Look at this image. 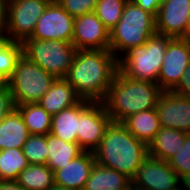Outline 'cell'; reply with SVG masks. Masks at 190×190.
I'll use <instances>...</instances> for the list:
<instances>
[{"instance_id":"6da1fadb","label":"cell","mask_w":190,"mask_h":190,"mask_svg":"<svg viewBox=\"0 0 190 190\" xmlns=\"http://www.w3.org/2000/svg\"><path fill=\"white\" fill-rule=\"evenodd\" d=\"M117 72V58L109 49L77 50L64 79L81 99L102 102Z\"/></svg>"},{"instance_id":"7a4b0ae2","label":"cell","mask_w":190,"mask_h":190,"mask_svg":"<svg viewBox=\"0 0 190 190\" xmlns=\"http://www.w3.org/2000/svg\"><path fill=\"white\" fill-rule=\"evenodd\" d=\"M93 153L97 164L114 169L132 180L148 156V146L136 139L121 122L111 121Z\"/></svg>"},{"instance_id":"3957f363","label":"cell","mask_w":190,"mask_h":190,"mask_svg":"<svg viewBox=\"0 0 190 190\" xmlns=\"http://www.w3.org/2000/svg\"><path fill=\"white\" fill-rule=\"evenodd\" d=\"M162 92L157 83L129 79L118 71L102 103L111 121L122 123L131 115L156 108Z\"/></svg>"},{"instance_id":"277c9868","label":"cell","mask_w":190,"mask_h":190,"mask_svg":"<svg viewBox=\"0 0 190 190\" xmlns=\"http://www.w3.org/2000/svg\"><path fill=\"white\" fill-rule=\"evenodd\" d=\"M167 44V36L155 33L144 45L129 48L117 59L118 71L129 79L157 83Z\"/></svg>"},{"instance_id":"5b68a950","label":"cell","mask_w":190,"mask_h":190,"mask_svg":"<svg viewBox=\"0 0 190 190\" xmlns=\"http://www.w3.org/2000/svg\"><path fill=\"white\" fill-rule=\"evenodd\" d=\"M155 33V17L128 0L120 21L110 31L109 50L118 59L129 48L144 45Z\"/></svg>"},{"instance_id":"8992f818","label":"cell","mask_w":190,"mask_h":190,"mask_svg":"<svg viewBox=\"0 0 190 190\" xmlns=\"http://www.w3.org/2000/svg\"><path fill=\"white\" fill-rule=\"evenodd\" d=\"M56 78L22 55L11 78L6 82L15 106L38 103Z\"/></svg>"},{"instance_id":"52a82bcc","label":"cell","mask_w":190,"mask_h":190,"mask_svg":"<svg viewBox=\"0 0 190 190\" xmlns=\"http://www.w3.org/2000/svg\"><path fill=\"white\" fill-rule=\"evenodd\" d=\"M23 55L55 78H65L77 49L70 42L26 39Z\"/></svg>"},{"instance_id":"ba28073f","label":"cell","mask_w":190,"mask_h":190,"mask_svg":"<svg viewBox=\"0 0 190 190\" xmlns=\"http://www.w3.org/2000/svg\"><path fill=\"white\" fill-rule=\"evenodd\" d=\"M49 3L41 0H8L5 38L20 43L30 38Z\"/></svg>"},{"instance_id":"9c48e42d","label":"cell","mask_w":190,"mask_h":190,"mask_svg":"<svg viewBox=\"0 0 190 190\" xmlns=\"http://www.w3.org/2000/svg\"><path fill=\"white\" fill-rule=\"evenodd\" d=\"M111 122L102 102L79 101V131L77 143L84 152H94L100 145L106 127Z\"/></svg>"},{"instance_id":"30bf717a","label":"cell","mask_w":190,"mask_h":190,"mask_svg":"<svg viewBox=\"0 0 190 190\" xmlns=\"http://www.w3.org/2000/svg\"><path fill=\"white\" fill-rule=\"evenodd\" d=\"M180 186V177L168 162L148 155L132 179L136 190H170Z\"/></svg>"},{"instance_id":"8fae6325","label":"cell","mask_w":190,"mask_h":190,"mask_svg":"<svg viewBox=\"0 0 190 190\" xmlns=\"http://www.w3.org/2000/svg\"><path fill=\"white\" fill-rule=\"evenodd\" d=\"M190 63V42L168 37L167 50L158 75L157 84L162 91H172L181 80Z\"/></svg>"},{"instance_id":"7c38bea8","label":"cell","mask_w":190,"mask_h":190,"mask_svg":"<svg viewBox=\"0 0 190 190\" xmlns=\"http://www.w3.org/2000/svg\"><path fill=\"white\" fill-rule=\"evenodd\" d=\"M74 17L56 1L49 3L28 39L72 42Z\"/></svg>"},{"instance_id":"4fadbf2b","label":"cell","mask_w":190,"mask_h":190,"mask_svg":"<svg viewBox=\"0 0 190 190\" xmlns=\"http://www.w3.org/2000/svg\"><path fill=\"white\" fill-rule=\"evenodd\" d=\"M77 50H106L110 48V31L94 12L74 17L71 42Z\"/></svg>"},{"instance_id":"5bb4252c","label":"cell","mask_w":190,"mask_h":190,"mask_svg":"<svg viewBox=\"0 0 190 190\" xmlns=\"http://www.w3.org/2000/svg\"><path fill=\"white\" fill-rule=\"evenodd\" d=\"M160 127L190 133V97L163 91L156 103Z\"/></svg>"},{"instance_id":"9a60e30c","label":"cell","mask_w":190,"mask_h":190,"mask_svg":"<svg viewBox=\"0 0 190 190\" xmlns=\"http://www.w3.org/2000/svg\"><path fill=\"white\" fill-rule=\"evenodd\" d=\"M190 14V0H162L155 16L156 33L181 38Z\"/></svg>"},{"instance_id":"2e32d148","label":"cell","mask_w":190,"mask_h":190,"mask_svg":"<svg viewBox=\"0 0 190 190\" xmlns=\"http://www.w3.org/2000/svg\"><path fill=\"white\" fill-rule=\"evenodd\" d=\"M95 163L93 152H83L54 172L55 184L67 189L83 190Z\"/></svg>"},{"instance_id":"e0dca14e","label":"cell","mask_w":190,"mask_h":190,"mask_svg":"<svg viewBox=\"0 0 190 190\" xmlns=\"http://www.w3.org/2000/svg\"><path fill=\"white\" fill-rule=\"evenodd\" d=\"M80 100L81 98L77 95L75 89L64 78H56L38 103L53 116L74 106Z\"/></svg>"},{"instance_id":"ac0fdd59","label":"cell","mask_w":190,"mask_h":190,"mask_svg":"<svg viewBox=\"0 0 190 190\" xmlns=\"http://www.w3.org/2000/svg\"><path fill=\"white\" fill-rule=\"evenodd\" d=\"M188 134L184 131L161 127L148 145V155L168 162L182 148Z\"/></svg>"},{"instance_id":"d6986e66","label":"cell","mask_w":190,"mask_h":190,"mask_svg":"<svg viewBox=\"0 0 190 190\" xmlns=\"http://www.w3.org/2000/svg\"><path fill=\"white\" fill-rule=\"evenodd\" d=\"M122 124L136 139L144 142L147 146L153 141L156 133L161 128L156 108L131 115Z\"/></svg>"},{"instance_id":"ffe728a7","label":"cell","mask_w":190,"mask_h":190,"mask_svg":"<svg viewBox=\"0 0 190 190\" xmlns=\"http://www.w3.org/2000/svg\"><path fill=\"white\" fill-rule=\"evenodd\" d=\"M131 186L126 175L95 163L83 190H127Z\"/></svg>"},{"instance_id":"44dd1931","label":"cell","mask_w":190,"mask_h":190,"mask_svg":"<svg viewBox=\"0 0 190 190\" xmlns=\"http://www.w3.org/2000/svg\"><path fill=\"white\" fill-rule=\"evenodd\" d=\"M29 136L27 126L16 109L0 122V150L22 149Z\"/></svg>"},{"instance_id":"7402d4cb","label":"cell","mask_w":190,"mask_h":190,"mask_svg":"<svg viewBox=\"0 0 190 190\" xmlns=\"http://www.w3.org/2000/svg\"><path fill=\"white\" fill-rule=\"evenodd\" d=\"M48 160L47 166L55 172L70 161L76 159L84 151L77 142L68 143L51 133L47 134Z\"/></svg>"},{"instance_id":"603a6c76","label":"cell","mask_w":190,"mask_h":190,"mask_svg":"<svg viewBox=\"0 0 190 190\" xmlns=\"http://www.w3.org/2000/svg\"><path fill=\"white\" fill-rule=\"evenodd\" d=\"M79 131V102L52 116L50 133L61 140L77 142Z\"/></svg>"},{"instance_id":"cb8c5ba5","label":"cell","mask_w":190,"mask_h":190,"mask_svg":"<svg viewBox=\"0 0 190 190\" xmlns=\"http://www.w3.org/2000/svg\"><path fill=\"white\" fill-rule=\"evenodd\" d=\"M15 109L20 113L30 134L47 135L50 133L52 116L39 103L17 105Z\"/></svg>"},{"instance_id":"d4e9b609","label":"cell","mask_w":190,"mask_h":190,"mask_svg":"<svg viewBox=\"0 0 190 190\" xmlns=\"http://www.w3.org/2000/svg\"><path fill=\"white\" fill-rule=\"evenodd\" d=\"M16 182L25 190H50L55 185L54 172L47 165L29 164Z\"/></svg>"},{"instance_id":"484cf974","label":"cell","mask_w":190,"mask_h":190,"mask_svg":"<svg viewBox=\"0 0 190 190\" xmlns=\"http://www.w3.org/2000/svg\"><path fill=\"white\" fill-rule=\"evenodd\" d=\"M29 165L22 149L0 150V181H16L19 174Z\"/></svg>"},{"instance_id":"4316f807","label":"cell","mask_w":190,"mask_h":190,"mask_svg":"<svg viewBox=\"0 0 190 190\" xmlns=\"http://www.w3.org/2000/svg\"><path fill=\"white\" fill-rule=\"evenodd\" d=\"M23 55V45L20 42L0 38V82L6 83L12 76L17 61Z\"/></svg>"},{"instance_id":"83f0119b","label":"cell","mask_w":190,"mask_h":190,"mask_svg":"<svg viewBox=\"0 0 190 190\" xmlns=\"http://www.w3.org/2000/svg\"><path fill=\"white\" fill-rule=\"evenodd\" d=\"M127 1L128 0H98L94 13L104 26L111 31L120 21Z\"/></svg>"},{"instance_id":"f1b7e54d","label":"cell","mask_w":190,"mask_h":190,"mask_svg":"<svg viewBox=\"0 0 190 190\" xmlns=\"http://www.w3.org/2000/svg\"><path fill=\"white\" fill-rule=\"evenodd\" d=\"M29 164L47 165V135L30 134L22 147Z\"/></svg>"},{"instance_id":"f546056e","label":"cell","mask_w":190,"mask_h":190,"mask_svg":"<svg viewBox=\"0 0 190 190\" xmlns=\"http://www.w3.org/2000/svg\"><path fill=\"white\" fill-rule=\"evenodd\" d=\"M179 177L190 174V133L186 136L182 148L168 161Z\"/></svg>"},{"instance_id":"4dcf8cb0","label":"cell","mask_w":190,"mask_h":190,"mask_svg":"<svg viewBox=\"0 0 190 190\" xmlns=\"http://www.w3.org/2000/svg\"><path fill=\"white\" fill-rule=\"evenodd\" d=\"M71 16L77 17L94 12L98 0H56Z\"/></svg>"},{"instance_id":"1f68e13d","label":"cell","mask_w":190,"mask_h":190,"mask_svg":"<svg viewBox=\"0 0 190 190\" xmlns=\"http://www.w3.org/2000/svg\"><path fill=\"white\" fill-rule=\"evenodd\" d=\"M12 93L6 83L0 84V122L15 109Z\"/></svg>"},{"instance_id":"d6a6232c","label":"cell","mask_w":190,"mask_h":190,"mask_svg":"<svg viewBox=\"0 0 190 190\" xmlns=\"http://www.w3.org/2000/svg\"><path fill=\"white\" fill-rule=\"evenodd\" d=\"M172 92L181 96L190 97V63L178 85L172 90Z\"/></svg>"},{"instance_id":"836d02e7","label":"cell","mask_w":190,"mask_h":190,"mask_svg":"<svg viewBox=\"0 0 190 190\" xmlns=\"http://www.w3.org/2000/svg\"><path fill=\"white\" fill-rule=\"evenodd\" d=\"M144 11L151 13L154 17L157 15L162 0H132Z\"/></svg>"},{"instance_id":"e575fe53","label":"cell","mask_w":190,"mask_h":190,"mask_svg":"<svg viewBox=\"0 0 190 190\" xmlns=\"http://www.w3.org/2000/svg\"><path fill=\"white\" fill-rule=\"evenodd\" d=\"M8 0H0V38H5Z\"/></svg>"},{"instance_id":"d590c367","label":"cell","mask_w":190,"mask_h":190,"mask_svg":"<svg viewBox=\"0 0 190 190\" xmlns=\"http://www.w3.org/2000/svg\"><path fill=\"white\" fill-rule=\"evenodd\" d=\"M0 190H25L16 181H0Z\"/></svg>"},{"instance_id":"8d00e7d4","label":"cell","mask_w":190,"mask_h":190,"mask_svg":"<svg viewBox=\"0 0 190 190\" xmlns=\"http://www.w3.org/2000/svg\"><path fill=\"white\" fill-rule=\"evenodd\" d=\"M181 190H190V174L180 177Z\"/></svg>"},{"instance_id":"74e56055","label":"cell","mask_w":190,"mask_h":190,"mask_svg":"<svg viewBox=\"0 0 190 190\" xmlns=\"http://www.w3.org/2000/svg\"><path fill=\"white\" fill-rule=\"evenodd\" d=\"M181 38L190 42V14L188 17V23H187L186 30Z\"/></svg>"},{"instance_id":"f35d334b","label":"cell","mask_w":190,"mask_h":190,"mask_svg":"<svg viewBox=\"0 0 190 190\" xmlns=\"http://www.w3.org/2000/svg\"><path fill=\"white\" fill-rule=\"evenodd\" d=\"M50 190H73V189H67L55 184Z\"/></svg>"},{"instance_id":"ab89813d","label":"cell","mask_w":190,"mask_h":190,"mask_svg":"<svg viewBox=\"0 0 190 190\" xmlns=\"http://www.w3.org/2000/svg\"><path fill=\"white\" fill-rule=\"evenodd\" d=\"M41 1H47V2H55L56 0H41Z\"/></svg>"},{"instance_id":"60d3db41","label":"cell","mask_w":190,"mask_h":190,"mask_svg":"<svg viewBox=\"0 0 190 190\" xmlns=\"http://www.w3.org/2000/svg\"><path fill=\"white\" fill-rule=\"evenodd\" d=\"M170 190H181V187L179 186V187H177L175 189H170Z\"/></svg>"},{"instance_id":"b9f144b4","label":"cell","mask_w":190,"mask_h":190,"mask_svg":"<svg viewBox=\"0 0 190 190\" xmlns=\"http://www.w3.org/2000/svg\"><path fill=\"white\" fill-rule=\"evenodd\" d=\"M127 190H136L135 188H133L132 186L129 188V189H127Z\"/></svg>"}]
</instances>
